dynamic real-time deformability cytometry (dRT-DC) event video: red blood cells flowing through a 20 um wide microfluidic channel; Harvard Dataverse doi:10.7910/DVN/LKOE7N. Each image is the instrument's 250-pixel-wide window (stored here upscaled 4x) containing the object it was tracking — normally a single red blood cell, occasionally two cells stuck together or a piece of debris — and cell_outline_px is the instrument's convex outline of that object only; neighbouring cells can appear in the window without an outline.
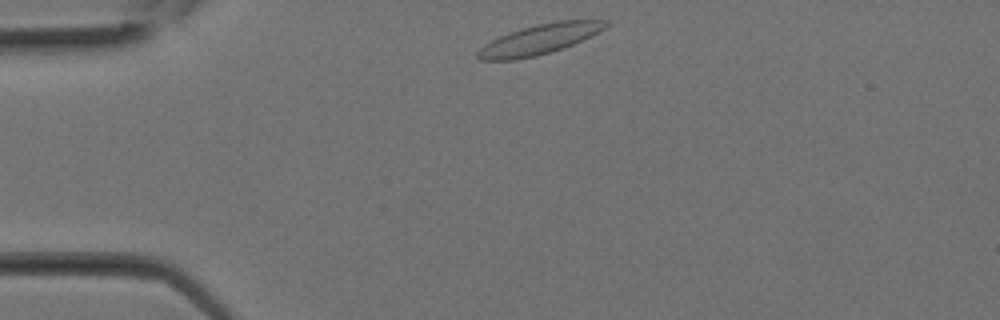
{"species": "Egyptian fruit bat (a non-hibernating species)", "species_latin": "Rousettus aegyptiacus", "temperature_condition": "room temperature", "stored_images_in_passage": 6, "camera_frame_rate_fps": 3000, "um_per_image_px": 0.085, "animal": {"sex": "female"}, "frame": {"image": 1, "passage_image": 1, "time_ms": 0.0, "image_size_px": [1000, 320], "cell_outline_px": [[612, 24], [572, 44], [536, 56], [516, 60], [480, 60], [476, 56], [476, 52], [484, 44], [500, 36], [524, 28], [556, 20], [608, 20]], "centroid_in_image_um": [45.82, 3.35], "position_along_channel_um": 39.2, "area_um2": 21.85}}
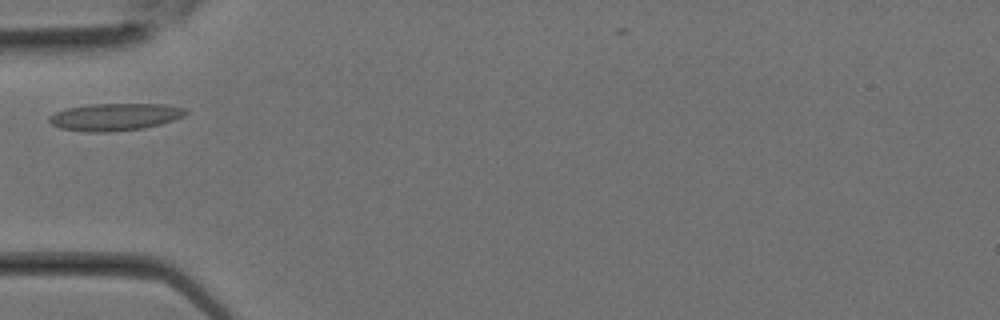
{"frame": {"image": 2, "passage_image": 4, "time_ms": 1.0, "image_size_px": [1000, 320], "cell_outline_px": [[188, 112], [184, 116], [160, 124], [144, 128], [112, 132], [84, 132], [60, 128], [52, 124], [48, 120], [48, 116], [64, 108], [88, 104], [168, 104], [188, 108]], "centroid_in_image_um": [9.77, 9.93], "position_along_channel_um": 75.2, "area_um2": 22.02}}